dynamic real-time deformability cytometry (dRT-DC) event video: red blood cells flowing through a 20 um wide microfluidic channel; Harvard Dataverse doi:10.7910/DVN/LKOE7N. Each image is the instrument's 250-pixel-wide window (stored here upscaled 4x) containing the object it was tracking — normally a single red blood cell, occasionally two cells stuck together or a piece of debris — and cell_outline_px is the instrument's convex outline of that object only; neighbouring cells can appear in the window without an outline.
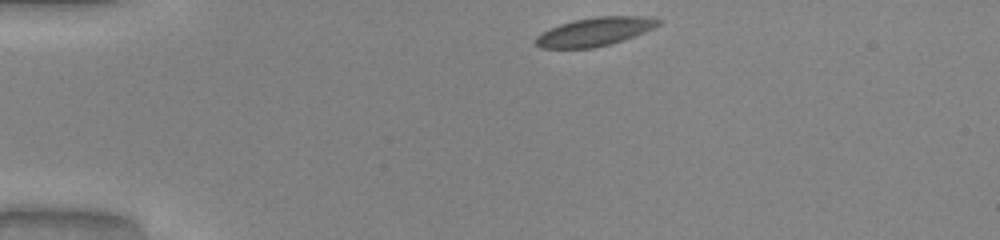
{"species": "common noctule bat (a hibernating species)", "species_latin": "Nyctalus noctula", "temperature_condition": "warm", "stored_images_in_passage": 35, "camera_frame_rate_fps": 3000, "um_per_image_px": 0.085, "animal": {"sex": "male", "body_mass_g": 20.0, "forearm_length_mm": 53.3}, "frame": {"image": 1, "passage_image": 1, "time_ms": 0.0, "image_size_px": [1000, 240], "cell_outline_px": [[664, 20], [660, 24], [644, 32], [624, 40], [592, 48], [540, 48], [536, 44], [536, 36], [560, 24], [576, 20], [596, 16], [644, 16]], "centroid_in_image_um": [50.59, 2.69], "position_along_channel_um": 34.4, "area_um2": 20.11}}
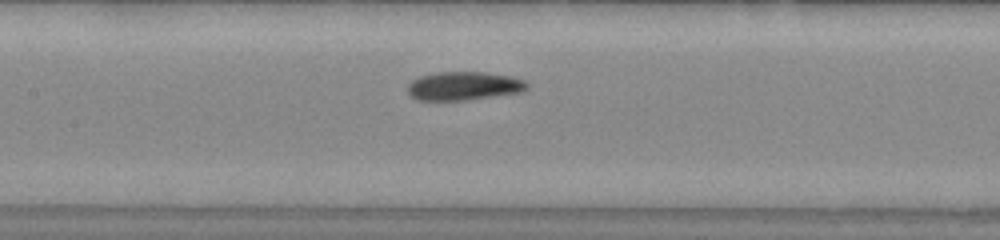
{"frame": {"image": 2, "passage_image": 15, "time_ms": 4.667, "image_size_px": [1000, 240], "cell_outline_px": [[528, 88], [524, 92], [464, 100], [416, 100], [408, 92], [408, 84], [412, 80], [420, 76], [436, 72], [484, 72], [512, 76], [524, 80], [528, 84]], "centroid_in_image_um": [39.45, 7.3], "position_along_channel_um": 168.0, "area_um2": 19.94}}
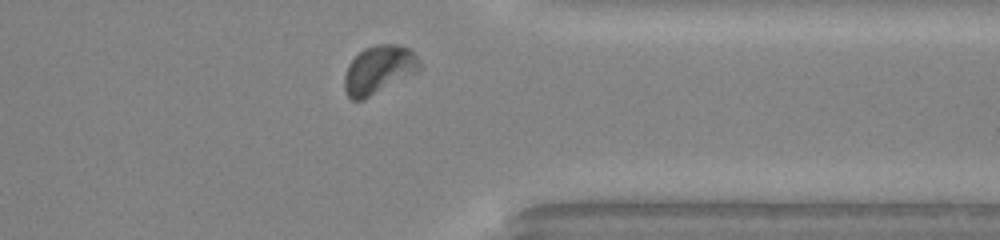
{"frame": {"image": 3, "passage_image": 31, "time_ms": 10.0, "image_size_px": [1000, 240], "cell_outline_px": [[420, 68], [416, 72], [364, 100], [352, 100], [348, 96], [344, 88], [344, 76], [348, 64], [364, 48], [376, 44], [396, 44], [408, 48], [420, 60]], "centroid_in_image_um": [32.17, 5.93], "position_along_channel_um": 379.2, "area_um2": 20.98}, "authors_computed_cell_mechanics": {"area_um2": 19.9988, "velocity_mm_per_s": 4.0373, "shape_relaxation_time_tau1_ms": 3.2119, "shape_relaxation_time_tau2_ms": 1.3304, "deformation_change_tau1": 0.1287, "deformation_change_tau2": 0.0556}}